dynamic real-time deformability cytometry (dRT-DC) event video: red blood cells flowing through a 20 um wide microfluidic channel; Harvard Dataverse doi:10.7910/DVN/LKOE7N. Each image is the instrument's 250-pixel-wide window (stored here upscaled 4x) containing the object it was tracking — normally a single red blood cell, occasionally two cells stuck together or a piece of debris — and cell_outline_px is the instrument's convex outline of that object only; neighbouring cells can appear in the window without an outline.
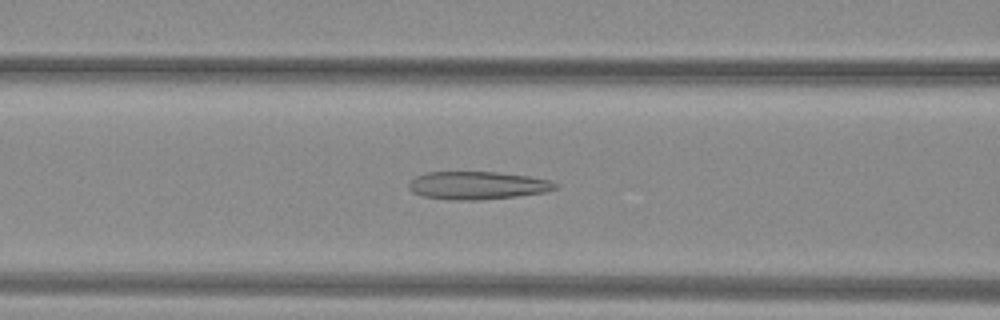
{"species": "common noctule bat (a hibernating species)", "species_latin": "Nyctalus noctula", "temperature_condition": "warm", "stored_images_in_passage": 36, "camera_frame_rate_fps": 3000, "um_per_image_px": 0.085, "animal": {"sex": "female", "body_mass_g": 29.2, "forearm_length_mm": 56.3}, "frame": {"image": 1, "passage_image": 6, "time_ms": 1.667, "image_size_px": [1000, 320], "cell_outline_px": [[560, 184], [556, 188], [544, 192], [516, 196], [480, 200], [448, 200], [420, 196], [412, 192], [408, 188], [408, 180], [416, 176], [428, 172], [496, 172], [528, 176], [548, 180]], "centroid_in_image_um": [40.51, 15.76], "position_along_channel_um": 126.1, "area_um2": 23.99}}
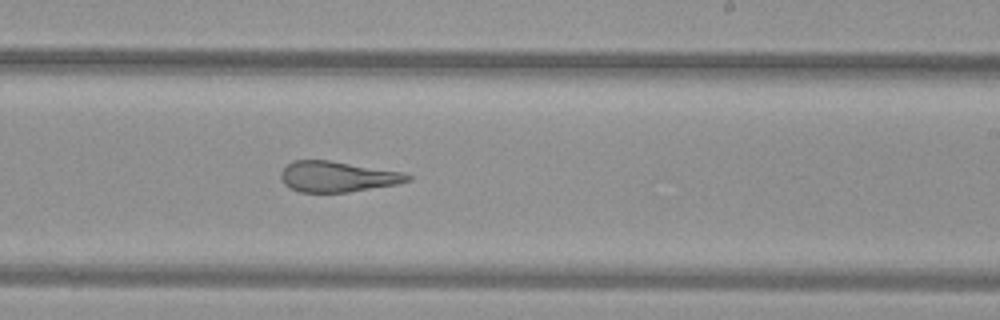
{"frame": {"image": 2, "passage_image": 16, "time_ms": 5.0, "image_size_px": [1000, 320], "cell_outline_px": [[412, 180], [396, 184], [348, 192], [300, 192], [284, 184], [280, 176], [280, 172], [292, 160], [328, 160], [404, 172], [412, 176]], "centroid_in_image_um": [28.69, 15.01], "position_along_channel_um": 260.3, "area_um2": 22.54}}
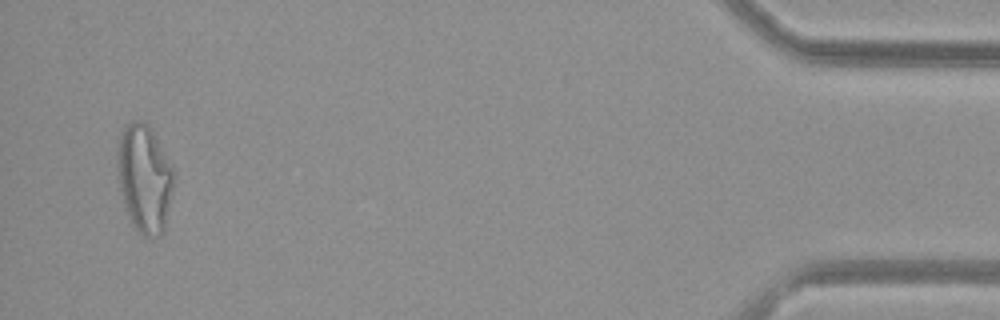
{"frame": {"image": 3, "passage_image": 34, "time_ms": 11.0, "image_size_px": [1000, 320], "cell_outline_px": [[176, 180], [164, 232], [160, 236], [144, 236], [136, 228], [128, 216], [120, 192], [120, 140], [124, 128], [128, 124], [136, 120], [148, 124], [172, 164], [176, 176]], "centroid_in_image_um": [12.37, 15.22], "position_along_channel_um": 422.8, "area_um2": 34.91}, "authors_computed_cell_mechanics": {"area_um2": 24.7384, "velocity_mm_per_s": 4.0351, "shape_relaxation_time_tau1_ms": null, "shape_relaxation_time_tau2_ms": 1.9215, "deformation_change_tau1": null, "deformation_change_tau2": 0.1168}}